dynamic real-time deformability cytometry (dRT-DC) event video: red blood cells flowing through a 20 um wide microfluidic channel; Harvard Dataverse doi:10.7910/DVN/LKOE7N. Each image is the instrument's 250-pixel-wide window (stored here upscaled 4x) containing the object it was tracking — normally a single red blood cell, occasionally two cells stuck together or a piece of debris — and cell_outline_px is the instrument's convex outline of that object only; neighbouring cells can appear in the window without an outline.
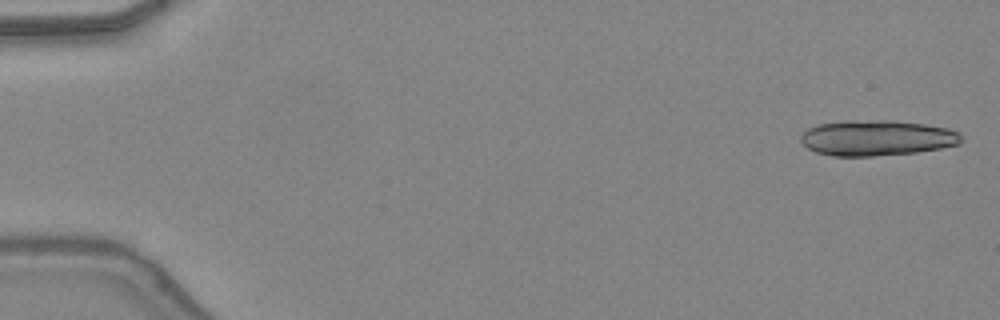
{"species": "common noctule bat (a hibernating species)", "species_latin": "Nyctalus noctula", "temperature_condition": "warm", "stored_images_in_passage": 21, "camera_frame_rate_fps": 3000, "um_per_image_px": 0.085, "animal": {"sex": "female", "body_mass_g": 24.6, "forearm_length_mm": 56.2}, "frame": {"image": 1, "passage_image": 1, "time_ms": 0.0, "image_size_px": [1000, 320], "cell_outline_px": [[960, 140], [956, 144], [940, 148], [916, 152], [872, 156], [832, 156], [816, 152], [808, 148], [800, 140], [800, 136], [808, 128], [820, 124], [848, 120], [892, 120], [924, 124], [948, 128], [960, 132]], "centroid_in_image_um": [74.5, 11.72], "position_along_channel_um": 10.5, "area_um2": 33.12}}
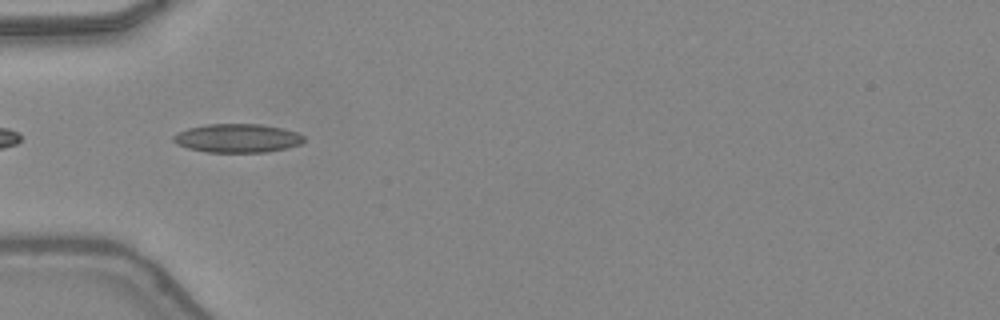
{"frame": {"image": 2, "passage_image": 16, "time_ms": 5.0, "image_size_px": [1000, 320], "cell_outline_px": [[304, 140], [300, 144], [288, 148], [264, 152], [208, 152], [188, 148], [176, 144], [172, 140], [172, 136], [188, 128], [204, 124], [260, 124], [280, 128], [296, 132], [304, 136]], "centroid_in_image_um": [20.16, 11.74], "position_along_channel_um": 64.8, "area_um2": 21.73}}